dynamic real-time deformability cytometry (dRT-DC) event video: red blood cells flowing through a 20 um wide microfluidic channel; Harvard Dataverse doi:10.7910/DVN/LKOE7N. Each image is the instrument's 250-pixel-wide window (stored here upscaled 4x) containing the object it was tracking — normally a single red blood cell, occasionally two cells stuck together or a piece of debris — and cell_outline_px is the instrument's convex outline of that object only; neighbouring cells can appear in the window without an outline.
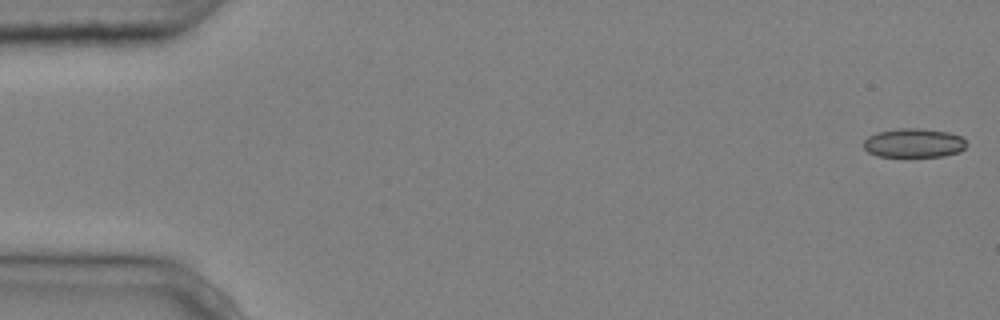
{"species": "common noctule bat (a hibernating species)", "species_latin": "Nyctalus noctula", "temperature_condition": "cold", "stored_images_in_passage": 7, "camera_frame_rate_fps": 3000, "um_per_image_px": 0.085, "animal": {"sex": "male", "body_mass_g": 20.4}, "frame": {"image": 1, "passage_image": 1, "time_ms": 0.0, "image_size_px": [1000, 320], "cell_outline_px": [[968, 144], [960, 152], [944, 156], [876, 156], [868, 152], [864, 148], [864, 140], [868, 136], [876, 132], [900, 128], [920, 128], [948, 132], [960, 136]], "centroid_in_image_um": [77.67, 12.15], "position_along_channel_um": 7.3, "area_um2": 17.46}}
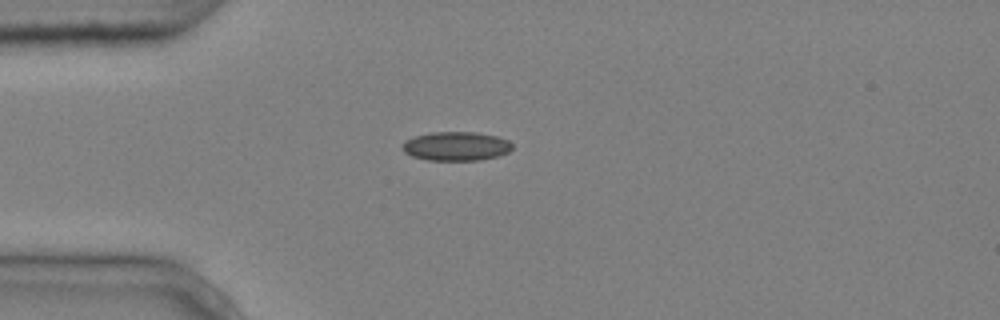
{"frame": {"image": 2, "passage_image": 4, "time_ms": 1.0, "image_size_px": [1000, 320], "cell_outline_px": [[512, 148], [508, 152], [496, 156], [480, 160], [428, 160], [412, 156], [404, 152], [400, 148], [404, 140], [412, 136], [432, 132], [476, 132], [496, 136], [508, 140], [512, 144]], "centroid_in_image_um": [38.72, 12.42], "position_along_channel_um": 46.3, "area_um2": 18.67}}
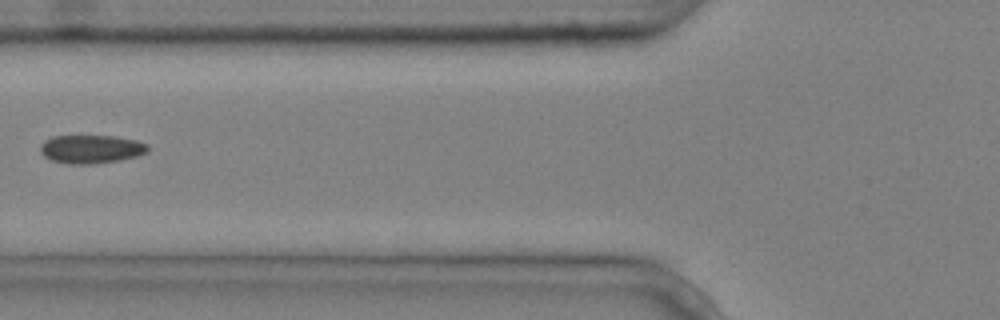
{"frame": {"image": 3, "passage_image": 6, "time_ms": 1.667, "image_size_px": [1000, 320], "cell_outline_px": [[148, 152], [136, 156], [120, 160], [92, 164], [68, 164], [52, 160], [44, 156], [40, 152], [40, 144], [44, 140], [52, 136], [116, 136], [136, 140], [148, 144]], "centroid_in_image_um": [7.73, 12.67], "position_along_channel_um": 118.1, "area_um2": 17.92}}